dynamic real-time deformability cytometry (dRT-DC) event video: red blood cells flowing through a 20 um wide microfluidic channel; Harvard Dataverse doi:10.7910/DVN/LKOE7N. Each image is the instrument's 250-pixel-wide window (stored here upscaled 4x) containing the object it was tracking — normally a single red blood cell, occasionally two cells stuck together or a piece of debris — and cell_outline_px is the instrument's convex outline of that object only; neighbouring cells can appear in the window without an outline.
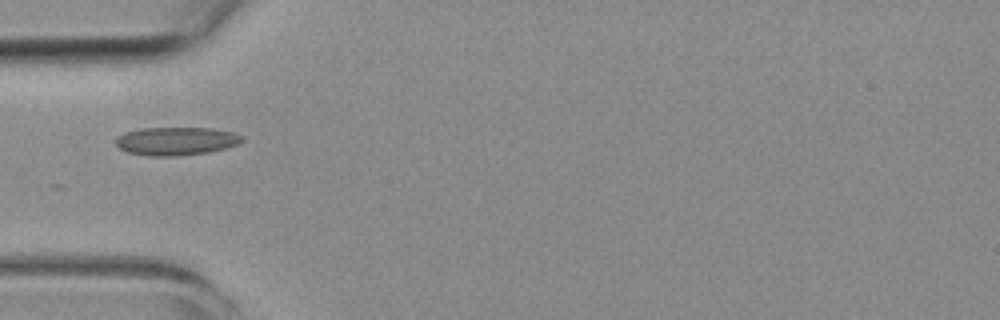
{"species": "common noctule bat (a hibernating species)", "species_latin": "Nyctalus noctula", "temperature_condition": "room temperature", "stored_images_in_passage": 4, "camera_frame_rate_fps": 3000, "um_per_image_px": 0.085, "animal": {"sex": "female", "body_mass_g": 19.3, "forearm_length_mm": 54.1}, "frame": {"image": 1, "passage_image": 1, "time_ms": 0.0, "image_size_px": [1000, 320], "cell_outline_px": [[244, 140], [236, 144], [224, 148], [208, 152], [176, 156], [148, 156], [128, 152], [120, 148], [116, 144], [116, 140], [124, 132], [140, 128], [212, 128], [232, 132], [244, 136]], "centroid_in_image_um": [14.97, 11.99], "position_along_channel_um": 70.0, "area_um2": 20.63}}
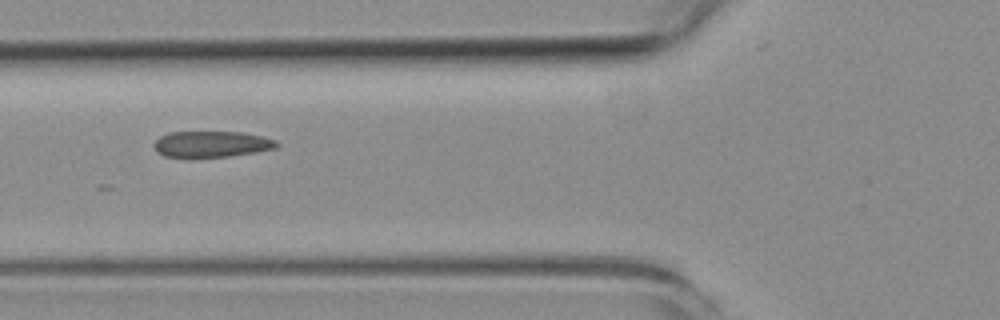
{"frame": {"image": 2, "passage_image": 2, "time_ms": 1.0, "image_size_px": [1000, 320], "cell_outline_px": [[280, 144], [276, 148], [256, 152], [228, 156], [192, 160], [188, 160], [164, 156], [156, 152], [152, 144], [160, 136], [168, 132], [244, 132], [276, 140]], "centroid_in_image_um": [17.9, 12.29], "position_along_channel_um": 107.9, "area_um2": 19.48}}
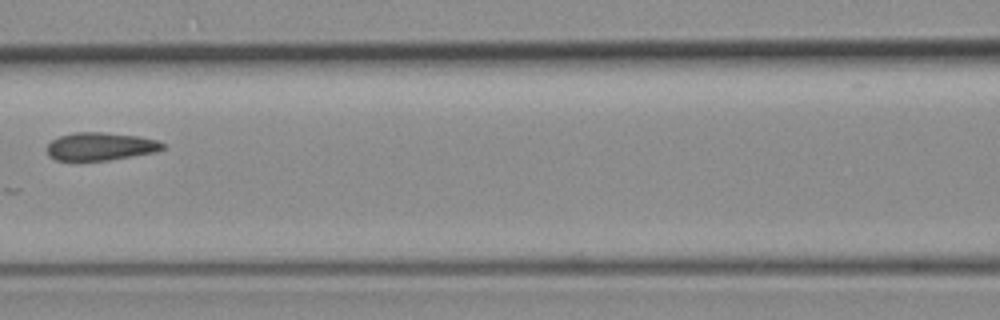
{"frame": {"image": 3, "passage_image": 3, "time_ms": 2.333, "image_size_px": [1000, 320], "cell_outline_px": [[164, 148], [156, 152], [108, 160], [56, 160], [48, 156], [48, 144], [52, 140], [60, 136], [76, 132], [104, 132], [140, 136], [156, 140], [164, 144]], "centroid_in_image_um": [8.55, 12.44], "position_along_channel_um": 158.1, "area_um2": 18.73}}